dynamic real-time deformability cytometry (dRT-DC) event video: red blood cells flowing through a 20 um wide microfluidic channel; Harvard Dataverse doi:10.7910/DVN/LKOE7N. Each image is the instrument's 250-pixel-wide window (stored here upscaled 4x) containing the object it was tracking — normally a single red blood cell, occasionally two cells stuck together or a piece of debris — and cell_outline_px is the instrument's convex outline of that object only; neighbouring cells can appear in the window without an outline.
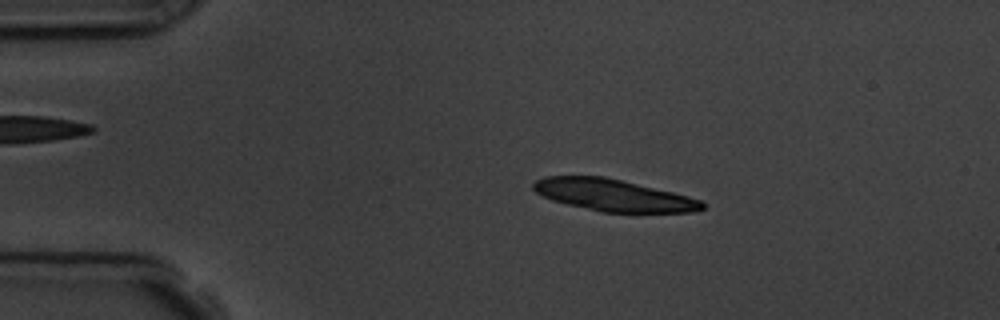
{"species": "common noctule bat (a hibernating species)", "species_latin": "Nyctalus noctula", "temperature_condition": "room temperature", "stored_images_in_passage": 9, "segment_of_instrument_passage": [1, 2], "camera_frame_rate_fps": 3000, "um_per_image_px": 0.085, "animal": {"sex": "male", "body_mass_g": 19.5, "forearm_length_mm": 54.6}, "frame": {"image": 1, "passage_image": 2, "time_ms": 1.333, "image_size_px": [1000, 320], "cell_outline_px": [[704, 208], [692, 212], [600, 212], [552, 200], [536, 192], [532, 188], [532, 184], [536, 180], [544, 176], [604, 176], [672, 192], [688, 196], [700, 200], [704, 204]], "centroid_in_image_um": [52.1, 16.59], "position_along_channel_um": 32.9, "area_um2": 31.04}}